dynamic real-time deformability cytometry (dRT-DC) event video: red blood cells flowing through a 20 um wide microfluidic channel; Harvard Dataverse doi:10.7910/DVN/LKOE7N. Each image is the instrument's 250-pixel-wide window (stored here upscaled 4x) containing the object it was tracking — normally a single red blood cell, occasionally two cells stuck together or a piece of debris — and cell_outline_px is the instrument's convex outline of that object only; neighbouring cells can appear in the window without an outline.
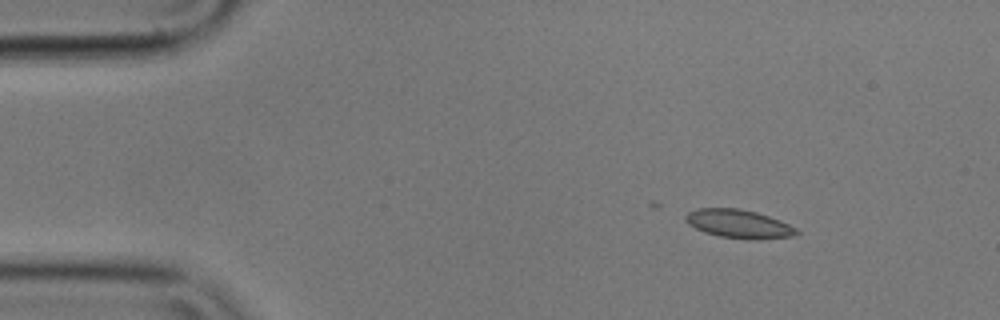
{"species": "common noctule bat (a hibernating species)", "species_latin": "Nyctalus noctula", "temperature_condition": "cold", "stored_images_in_passage": 25, "camera_frame_rate_fps": 3000, "um_per_image_px": 0.085, "animal": {"sex": "male", "body_mass_g": 17.9}, "frame": {"image": 1, "passage_image": 1, "time_ms": 0.0, "image_size_px": [1000, 320], "cell_outline_px": [[800, 232], [796, 236], [756, 240], [748, 240], [720, 236], [704, 232], [688, 224], [684, 220], [684, 216], [688, 212], [696, 208], [740, 208], [756, 212], [780, 220], [796, 228]], "centroid_in_image_um": [62.8, 19.03], "position_along_channel_um": 22.2, "area_um2": 18.67}}
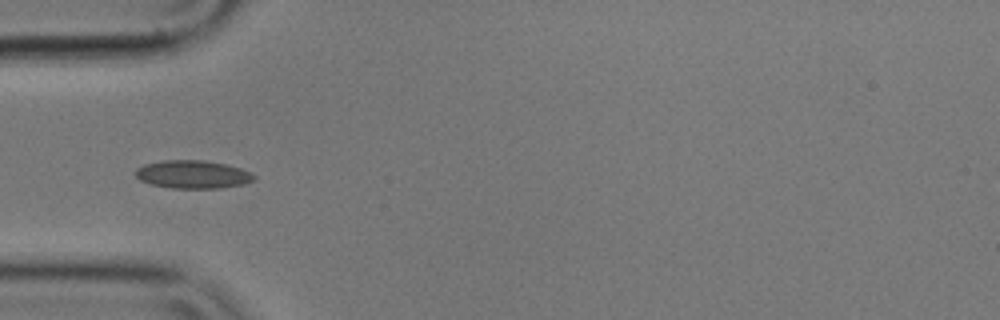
{"frame": {"image": 2, "passage_image": 11, "time_ms": 3.333, "image_size_px": [1000, 320], "cell_outline_px": [[256, 180], [244, 184], [220, 188], [168, 188], [152, 184], [140, 180], [136, 176], [136, 168], [144, 164], [164, 160], [204, 160], [224, 164], [240, 168], [256, 176]], "centroid_in_image_um": [16.38, 14.83], "position_along_channel_um": 68.6, "area_um2": 19.36}}
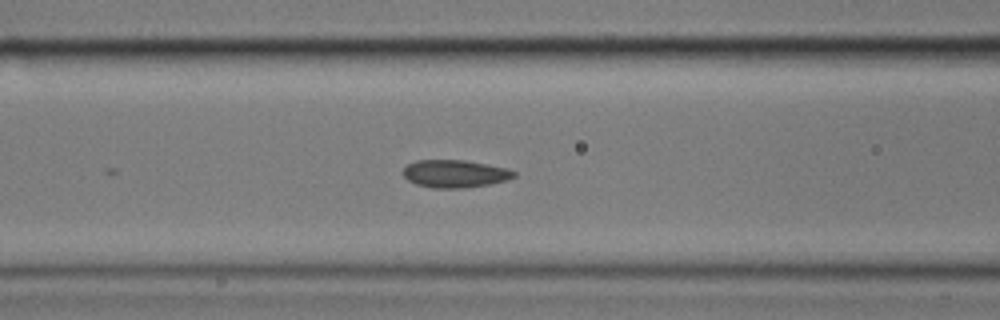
{"frame": {"image": 3, "passage_image": 16, "time_ms": 5.0, "image_size_px": [1000, 320], "cell_outline_px": [[516, 176], [508, 180], [488, 184], [464, 188], [432, 188], [416, 184], [408, 180], [404, 176], [404, 168], [408, 164], [416, 160], [464, 160], [508, 168], [516, 172]], "centroid_in_image_um": [38.69, 14.76], "position_along_channel_um": 127.9, "area_um2": 17.86}}